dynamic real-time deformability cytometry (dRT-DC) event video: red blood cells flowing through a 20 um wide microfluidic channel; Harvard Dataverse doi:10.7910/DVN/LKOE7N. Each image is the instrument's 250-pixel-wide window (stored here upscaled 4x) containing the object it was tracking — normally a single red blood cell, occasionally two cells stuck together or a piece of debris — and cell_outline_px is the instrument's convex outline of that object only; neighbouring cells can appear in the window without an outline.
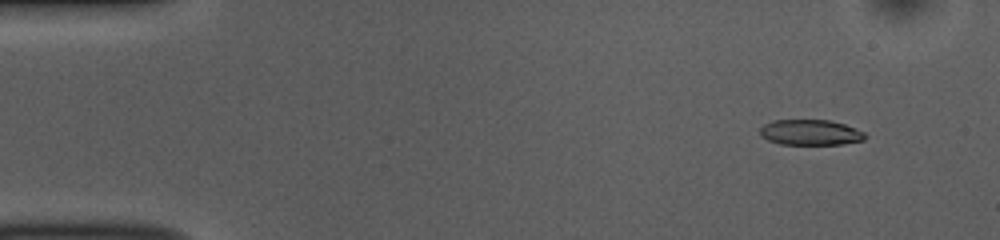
{"species": "common noctule bat (a hibernating species)", "species_latin": "Nyctalus noctula", "temperature_condition": "room temperature", "stored_images_in_passage": 54, "camera_frame_rate_fps": 3000, "um_per_image_px": 0.085, "animal": {"sex": "female", "body_mass_g": 10.0, "forearm_length_mm": 53.1}, "frame": {"image": 1, "passage_image": 5, "time_ms": 1.333, "image_size_px": [1000, 240], "cell_outline_px": [[868, 136], [864, 140], [844, 144], [780, 144], [768, 140], [760, 136], [760, 128], [764, 124], [772, 120], [832, 120], [844, 124], [864, 132]], "centroid_in_image_um": [68.89, 11.25], "position_along_channel_um": 16.1, "area_um2": 15.72}}
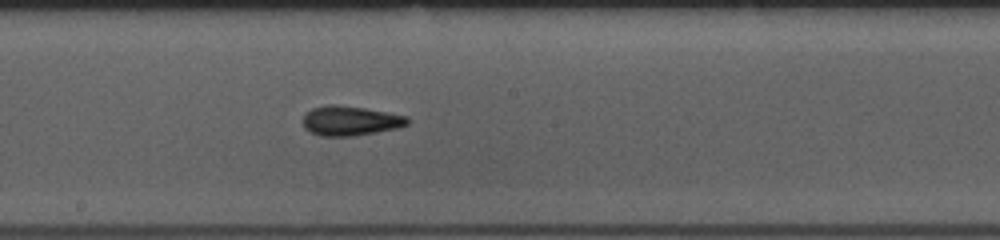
{"frame": {"image": 2, "passage_image": 29, "time_ms": 9.333, "image_size_px": [1000, 240], "cell_outline_px": [[408, 124], [400, 128], [352, 136], [320, 136], [304, 128], [304, 112], [312, 108], [328, 104], [336, 104], [364, 108], [388, 112], [408, 116]], "centroid_in_image_um": [29.78, 10.26], "position_along_channel_um": 218.4, "area_um2": 18.15}}
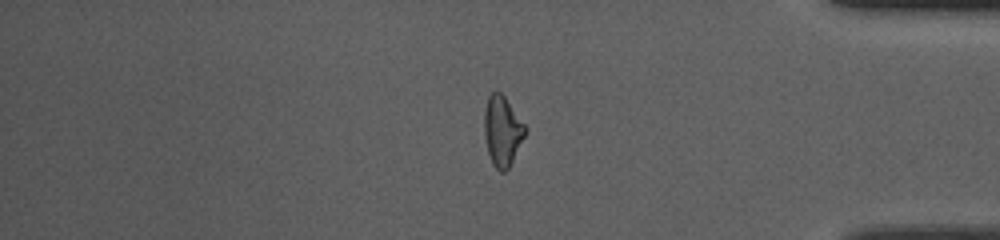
{"frame": {"image": 3, "passage_image": 45, "time_ms": 14.667, "image_size_px": [1000, 240], "cell_outline_px": [[528, 132], [508, 168], [504, 172], [500, 172], [492, 164], [488, 152], [484, 136], [484, 112], [488, 96], [492, 92], [500, 92], [504, 96], [528, 128]], "centroid_in_image_um": [42.71, 11.14], "position_along_channel_um": 392.5, "area_um2": 16.82}, "authors_computed_cell_mechanics": {"area_um2": 16.9932, "velocity_mm_per_s": 3.7363, "shape_relaxation_time_tau1_ms": 3.6478, "shape_relaxation_time_tau2_ms": 3.218, "deformation_change_tau1": 0.1265, "deformation_change_tau2": 0.0971}}